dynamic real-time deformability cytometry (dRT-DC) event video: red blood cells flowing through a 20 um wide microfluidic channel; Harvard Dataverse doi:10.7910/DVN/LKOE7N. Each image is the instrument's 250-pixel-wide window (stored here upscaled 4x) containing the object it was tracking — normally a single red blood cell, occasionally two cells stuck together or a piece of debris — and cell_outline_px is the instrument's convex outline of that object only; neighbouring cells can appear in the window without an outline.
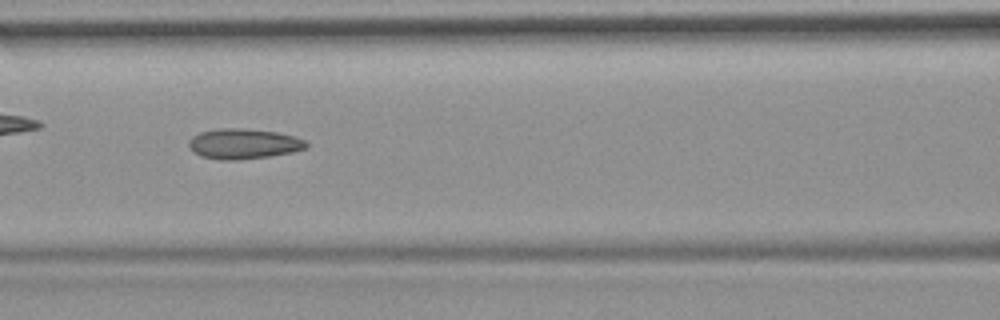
{"species": "common noctule bat (a hibernating species)", "species_latin": "Nyctalus noctula", "temperature_condition": "room temperature", "stored_images_in_passage": 54, "camera_frame_rate_fps": 3000, "um_per_image_px": 0.085, "animal": {"sex": "female", "body_mass_g": 19.9}, "frame": {"image": 1, "passage_image": 24, "time_ms": 7.667, "image_size_px": [1000, 320], "cell_outline_px": [[308, 148], [292, 152], [268, 156], [236, 160], [220, 160], [200, 156], [192, 152], [188, 144], [188, 140], [192, 136], [200, 132], [220, 128], [244, 128], [276, 132], [292, 136], [304, 140], [308, 144]], "centroid_in_image_um": [20.66, 12.22], "position_along_channel_um": 145.9, "area_um2": 20.75}}
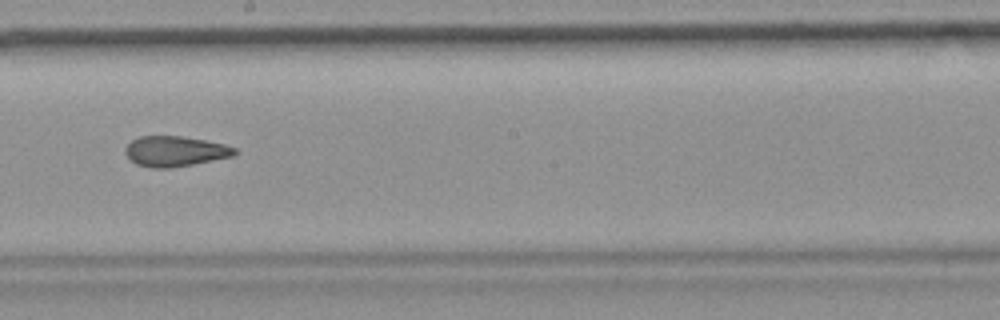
{"frame": {"image": 2, "passage_image": 31, "time_ms": 10.0, "image_size_px": [1000, 320], "cell_outline_px": [[240, 152], [232, 156], [172, 168], [152, 168], [136, 164], [124, 152], [124, 148], [132, 140], [140, 136], [180, 136], [204, 140], [224, 144], [236, 148]], "centroid_in_image_um": [14.88, 12.86], "position_along_channel_um": 233.3, "area_um2": 19.25}, "authors_computed_cell_mechanics": {"area_um2": 20.23, "velocity_mm_per_s": 3.7557, "shape_relaxation_time_tau1_ms": null, "shape_relaxation_time_tau2_ms": 2.7881, "deformation_change_tau1": null, "deformation_change_tau2": 0.1017}}